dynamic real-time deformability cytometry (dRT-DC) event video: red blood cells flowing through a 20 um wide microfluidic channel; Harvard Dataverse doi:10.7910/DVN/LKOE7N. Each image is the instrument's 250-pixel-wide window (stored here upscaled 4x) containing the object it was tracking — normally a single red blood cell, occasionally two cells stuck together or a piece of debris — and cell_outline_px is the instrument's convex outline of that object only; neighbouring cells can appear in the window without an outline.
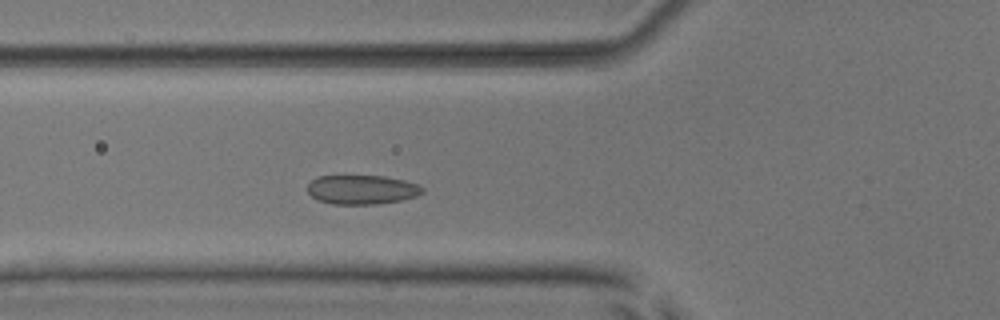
{"species": "common noctule bat (a hibernating species)", "species_latin": "Nyctalus noctula", "temperature_condition": "room temperature", "stored_images_in_passage": 4, "camera_frame_rate_fps": 3000, "um_per_image_px": 0.085, "animal": {"sex": "male", "body_mass_g": 17.9, "forearm_length_mm": 54.2}, "frame": {"image": 1, "passage_image": 4, "time_ms": 3.333, "image_size_px": [1000, 320], "cell_outline_px": [[424, 192], [416, 196], [400, 200], [376, 204], [332, 204], [320, 200], [312, 196], [308, 192], [308, 184], [312, 180], [320, 176], [384, 176], [404, 180], [420, 184], [424, 188]], "centroid_in_image_um": [30.8, 16.11], "position_along_channel_um": 95.0, "area_um2": 19.48}}